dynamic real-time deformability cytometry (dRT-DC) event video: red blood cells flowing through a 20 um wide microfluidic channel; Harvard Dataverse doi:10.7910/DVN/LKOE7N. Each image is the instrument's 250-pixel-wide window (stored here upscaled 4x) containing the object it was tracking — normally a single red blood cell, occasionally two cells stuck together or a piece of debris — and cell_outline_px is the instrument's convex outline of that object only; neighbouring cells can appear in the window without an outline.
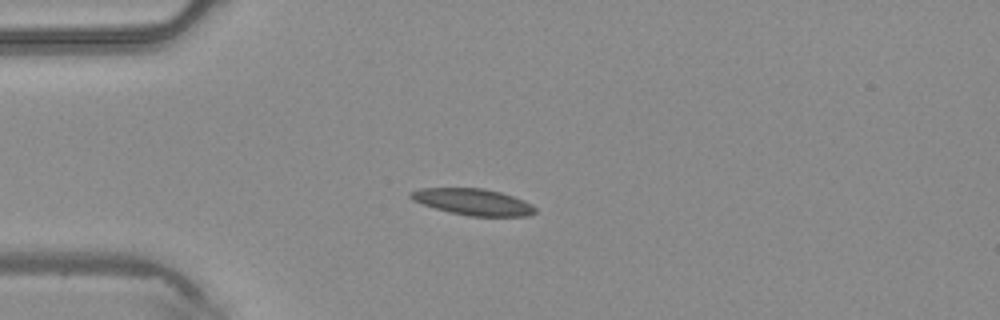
{"species": "common noctule bat (a hibernating species)", "species_latin": "Nyctalus noctula", "temperature_condition": "warm", "stored_images_in_passage": 39, "camera_frame_rate_fps": 3000, "um_per_image_px": 0.085, "animal": {"sex": "male", "body_mass_g": 20.4}, "frame": {"image": 1, "passage_image": 9, "time_ms": 2.667, "image_size_px": [1000, 320], "cell_outline_px": [[536, 212], [528, 216], [468, 216], [448, 212], [412, 200], [408, 196], [408, 192], [420, 188], [484, 188], [500, 192], [524, 200], [532, 204], [536, 208]], "centroid_in_image_um": [40.2, 17.16], "position_along_channel_um": 44.8, "area_um2": 19.25}}
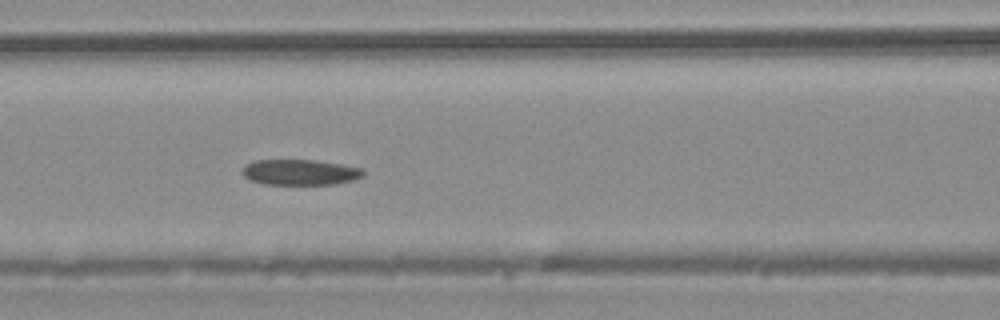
{"frame": {"image": 2, "passage_image": 17, "time_ms": 5.333, "image_size_px": [1000, 320], "cell_outline_px": [[364, 176], [352, 180], [332, 184], [264, 184], [252, 180], [244, 176], [240, 172], [244, 164], [256, 160], [316, 160], [340, 164], [360, 168], [364, 172]], "centroid_in_image_um": [25.46, 14.63], "position_along_channel_um": 141.1, "area_um2": 17.98}}
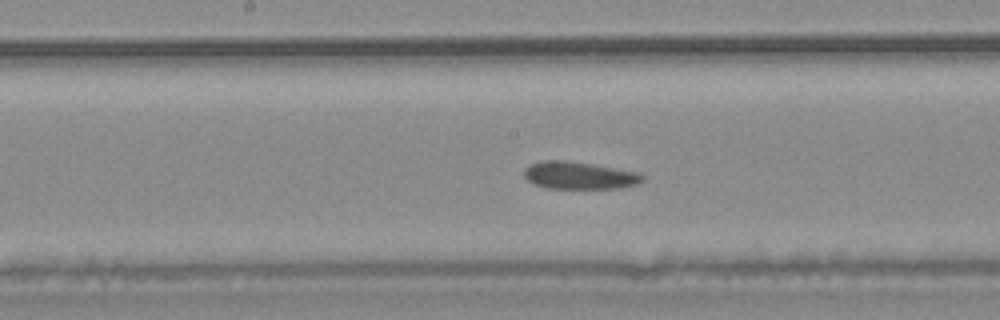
{"frame": {"image": 3, "passage_image": 21, "time_ms": 6.667, "image_size_px": [1000, 320], "cell_outline_px": [[644, 180], [636, 184], [616, 188], [548, 188], [532, 184], [524, 176], [524, 168], [528, 164], [540, 160], [568, 160], [640, 172], [644, 176]], "centroid_in_image_um": [49.19, 14.89], "position_along_channel_um": 199.0, "area_um2": 19.07}}